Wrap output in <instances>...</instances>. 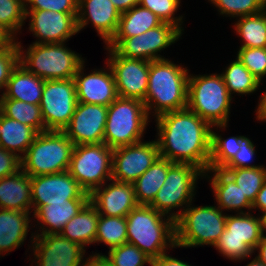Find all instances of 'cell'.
Instances as JSON below:
<instances>
[{
    "instance_id": "15",
    "label": "cell",
    "mask_w": 266,
    "mask_h": 266,
    "mask_svg": "<svg viewBox=\"0 0 266 266\" xmlns=\"http://www.w3.org/2000/svg\"><path fill=\"white\" fill-rule=\"evenodd\" d=\"M32 213L50 203H68L70 200H90L86 193L68 172L31 177Z\"/></svg>"
},
{
    "instance_id": "21",
    "label": "cell",
    "mask_w": 266,
    "mask_h": 266,
    "mask_svg": "<svg viewBox=\"0 0 266 266\" xmlns=\"http://www.w3.org/2000/svg\"><path fill=\"white\" fill-rule=\"evenodd\" d=\"M120 15L111 0H78V32L92 24L106 45L116 34Z\"/></svg>"
},
{
    "instance_id": "35",
    "label": "cell",
    "mask_w": 266,
    "mask_h": 266,
    "mask_svg": "<svg viewBox=\"0 0 266 266\" xmlns=\"http://www.w3.org/2000/svg\"><path fill=\"white\" fill-rule=\"evenodd\" d=\"M2 114L34 128L38 133L45 131L40 104H30L16 99H3Z\"/></svg>"
},
{
    "instance_id": "50",
    "label": "cell",
    "mask_w": 266,
    "mask_h": 266,
    "mask_svg": "<svg viewBox=\"0 0 266 266\" xmlns=\"http://www.w3.org/2000/svg\"><path fill=\"white\" fill-rule=\"evenodd\" d=\"M258 106H256L255 114L257 121L266 122V90L259 96Z\"/></svg>"
},
{
    "instance_id": "31",
    "label": "cell",
    "mask_w": 266,
    "mask_h": 266,
    "mask_svg": "<svg viewBox=\"0 0 266 266\" xmlns=\"http://www.w3.org/2000/svg\"><path fill=\"white\" fill-rule=\"evenodd\" d=\"M163 21L141 5H136L120 15L119 25L113 37H133L159 26Z\"/></svg>"
},
{
    "instance_id": "32",
    "label": "cell",
    "mask_w": 266,
    "mask_h": 266,
    "mask_svg": "<svg viewBox=\"0 0 266 266\" xmlns=\"http://www.w3.org/2000/svg\"><path fill=\"white\" fill-rule=\"evenodd\" d=\"M236 20L234 31L242 39L239 48H266V9Z\"/></svg>"
},
{
    "instance_id": "45",
    "label": "cell",
    "mask_w": 266,
    "mask_h": 266,
    "mask_svg": "<svg viewBox=\"0 0 266 266\" xmlns=\"http://www.w3.org/2000/svg\"><path fill=\"white\" fill-rule=\"evenodd\" d=\"M25 10L78 13V0H24Z\"/></svg>"
},
{
    "instance_id": "4",
    "label": "cell",
    "mask_w": 266,
    "mask_h": 266,
    "mask_svg": "<svg viewBox=\"0 0 266 266\" xmlns=\"http://www.w3.org/2000/svg\"><path fill=\"white\" fill-rule=\"evenodd\" d=\"M19 48V63L29 72L43 80H67L74 78L79 67L85 63L82 55L72 51L64 43H32L27 49ZM25 50V51H24Z\"/></svg>"
},
{
    "instance_id": "24",
    "label": "cell",
    "mask_w": 266,
    "mask_h": 266,
    "mask_svg": "<svg viewBox=\"0 0 266 266\" xmlns=\"http://www.w3.org/2000/svg\"><path fill=\"white\" fill-rule=\"evenodd\" d=\"M90 200H70L68 203H50L41 206L31 217L37 224L34 236L60 234L63 227L75 216ZM40 225V226H39ZM37 226L39 228H37ZM40 233H39V232Z\"/></svg>"
},
{
    "instance_id": "14",
    "label": "cell",
    "mask_w": 266,
    "mask_h": 266,
    "mask_svg": "<svg viewBox=\"0 0 266 266\" xmlns=\"http://www.w3.org/2000/svg\"><path fill=\"white\" fill-rule=\"evenodd\" d=\"M108 52L106 62L110 66L116 84L118 97L145 100L150 61L120 56L112 48H104Z\"/></svg>"
},
{
    "instance_id": "52",
    "label": "cell",
    "mask_w": 266,
    "mask_h": 266,
    "mask_svg": "<svg viewBox=\"0 0 266 266\" xmlns=\"http://www.w3.org/2000/svg\"><path fill=\"white\" fill-rule=\"evenodd\" d=\"M16 39L0 25V49L11 46Z\"/></svg>"
},
{
    "instance_id": "43",
    "label": "cell",
    "mask_w": 266,
    "mask_h": 266,
    "mask_svg": "<svg viewBox=\"0 0 266 266\" xmlns=\"http://www.w3.org/2000/svg\"><path fill=\"white\" fill-rule=\"evenodd\" d=\"M19 63V48L17 41L11 46L0 49V91L4 93L12 70Z\"/></svg>"
},
{
    "instance_id": "2",
    "label": "cell",
    "mask_w": 266,
    "mask_h": 266,
    "mask_svg": "<svg viewBox=\"0 0 266 266\" xmlns=\"http://www.w3.org/2000/svg\"><path fill=\"white\" fill-rule=\"evenodd\" d=\"M187 68L168 58L150 61L148 88L143 102L149 117L156 118L166 112L187 108L190 73Z\"/></svg>"
},
{
    "instance_id": "7",
    "label": "cell",
    "mask_w": 266,
    "mask_h": 266,
    "mask_svg": "<svg viewBox=\"0 0 266 266\" xmlns=\"http://www.w3.org/2000/svg\"><path fill=\"white\" fill-rule=\"evenodd\" d=\"M75 144L63 131L39 132L21 158L30 177L68 171Z\"/></svg>"
},
{
    "instance_id": "17",
    "label": "cell",
    "mask_w": 266,
    "mask_h": 266,
    "mask_svg": "<svg viewBox=\"0 0 266 266\" xmlns=\"http://www.w3.org/2000/svg\"><path fill=\"white\" fill-rule=\"evenodd\" d=\"M160 157L157 140L113 149L112 180L135 182Z\"/></svg>"
},
{
    "instance_id": "8",
    "label": "cell",
    "mask_w": 266,
    "mask_h": 266,
    "mask_svg": "<svg viewBox=\"0 0 266 266\" xmlns=\"http://www.w3.org/2000/svg\"><path fill=\"white\" fill-rule=\"evenodd\" d=\"M149 119L142 101L118 97L108 106L103 143L115 149L143 141Z\"/></svg>"
},
{
    "instance_id": "41",
    "label": "cell",
    "mask_w": 266,
    "mask_h": 266,
    "mask_svg": "<svg viewBox=\"0 0 266 266\" xmlns=\"http://www.w3.org/2000/svg\"><path fill=\"white\" fill-rule=\"evenodd\" d=\"M181 0H139V5L157 15L163 22L171 23L184 32L183 15L176 16Z\"/></svg>"
},
{
    "instance_id": "20",
    "label": "cell",
    "mask_w": 266,
    "mask_h": 266,
    "mask_svg": "<svg viewBox=\"0 0 266 266\" xmlns=\"http://www.w3.org/2000/svg\"><path fill=\"white\" fill-rule=\"evenodd\" d=\"M106 63V68L93 69L84 73L83 63L74 75L78 102L109 106L118 98L113 72Z\"/></svg>"
},
{
    "instance_id": "44",
    "label": "cell",
    "mask_w": 266,
    "mask_h": 266,
    "mask_svg": "<svg viewBox=\"0 0 266 266\" xmlns=\"http://www.w3.org/2000/svg\"><path fill=\"white\" fill-rule=\"evenodd\" d=\"M240 147L233 159L224 168H255L261 165L251 164L255 160L256 146L249 137L241 135L239 141Z\"/></svg>"
},
{
    "instance_id": "33",
    "label": "cell",
    "mask_w": 266,
    "mask_h": 266,
    "mask_svg": "<svg viewBox=\"0 0 266 266\" xmlns=\"http://www.w3.org/2000/svg\"><path fill=\"white\" fill-rule=\"evenodd\" d=\"M220 73L231 97L236 95H252L259 87L261 82L240 62L236 57ZM234 94V96H232Z\"/></svg>"
},
{
    "instance_id": "51",
    "label": "cell",
    "mask_w": 266,
    "mask_h": 266,
    "mask_svg": "<svg viewBox=\"0 0 266 266\" xmlns=\"http://www.w3.org/2000/svg\"><path fill=\"white\" fill-rule=\"evenodd\" d=\"M115 8L122 14L134 6L138 5L139 0H111Z\"/></svg>"
},
{
    "instance_id": "25",
    "label": "cell",
    "mask_w": 266,
    "mask_h": 266,
    "mask_svg": "<svg viewBox=\"0 0 266 266\" xmlns=\"http://www.w3.org/2000/svg\"><path fill=\"white\" fill-rule=\"evenodd\" d=\"M0 209L32 212L31 177L22 169L0 179Z\"/></svg>"
},
{
    "instance_id": "40",
    "label": "cell",
    "mask_w": 266,
    "mask_h": 266,
    "mask_svg": "<svg viewBox=\"0 0 266 266\" xmlns=\"http://www.w3.org/2000/svg\"><path fill=\"white\" fill-rule=\"evenodd\" d=\"M106 256L114 266H144L146 263L152 265L150 257L128 242L110 249Z\"/></svg>"
},
{
    "instance_id": "29",
    "label": "cell",
    "mask_w": 266,
    "mask_h": 266,
    "mask_svg": "<svg viewBox=\"0 0 266 266\" xmlns=\"http://www.w3.org/2000/svg\"><path fill=\"white\" fill-rule=\"evenodd\" d=\"M38 132L23 123L1 114L0 116V147L13 152L22 158L35 140ZM18 152V153H17Z\"/></svg>"
},
{
    "instance_id": "38",
    "label": "cell",
    "mask_w": 266,
    "mask_h": 266,
    "mask_svg": "<svg viewBox=\"0 0 266 266\" xmlns=\"http://www.w3.org/2000/svg\"><path fill=\"white\" fill-rule=\"evenodd\" d=\"M24 0H0V25L15 39L25 24Z\"/></svg>"
},
{
    "instance_id": "11",
    "label": "cell",
    "mask_w": 266,
    "mask_h": 266,
    "mask_svg": "<svg viewBox=\"0 0 266 266\" xmlns=\"http://www.w3.org/2000/svg\"><path fill=\"white\" fill-rule=\"evenodd\" d=\"M249 213L227 214L225 231L214 248L231 261H243L252 257L262 239L261 222L257 215Z\"/></svg>"
},
{
    "instance_id": "37",
    "label": "cell",
    "mask_w": 266,
    "mask_h": 266,
    "mask_svg": "<svg viewBox=\"0 0 266 266\" xmlns=\"http://www.w3.org/2000/svg\"><path fill=\"white\" fill-rule=\"evenodd\" d=\"M253 203L257 193L266 182V166L255 168H223Z\"/></svg>"
},
{
    "instance_id": "23",
    "label": "cell",
    "mask_w": 266,
    "mask_h": 266,
    "mask_svg": "<svg viewBox=\"0 0 266 266\" xmlns=\"http://www.w3.org/2000/svg\"><path fill=\"white\" fill-rule=\"evenodd\" d=\"M203 178L210 181L209 184L213 196H215L216 206L223 212L226 210L228 212L234 210L235 213H249L252 211V202L243 194L240 187L226 171L223 169H208L204 172Z\"/></svg>"
},
{
    "instance_id": "49",
    "label": "cell",
    "mask_w": 266,
    "mask_h": 266,
    "mask_svg": "<svg viewBox=\"0 0 266 266\" xmlns=\"http://www.w3.org/2000/svg\"><path fill=\"white\" fill-rule=\"evenodd\" d=\"M258 210L261 212H266V182L261 187L260 191L257 193L255 200L252 203V210Z\"/></svg>"
},
{
    "instance_id": "42",
    "label": "cell",
    "mask_w": 266,
    "mask_h": 266,
    "mask_svg": "<svg viewBox=\"0 0 266 266\" xmlns=\"http://www.w3.org/2000/svg\"><path fill=\"white\" fill-rule=\"evenodd\" d=\"M262 83L266 78V48H239L236 56Z\"/></svg>"
},
{
    "instance_id": "12",
    "label": "cell",
    "mask_w": 266,
    "mask_h": 266,
    "mask_svg": "<svg viewBox=\"0 0 266 266\" xmlns=\"http://www.w3.org/2000/svg\"><path fill=\"white\" fill-rule=\"evenodd\" d=\"M184 34L171 23L162 22L159 26L133 37H113L106 48L114 49L120 56L126 58L154 61L165 59L161 51L176 43ZM159 53V54H158Z\"/></svg>"
},
{
    "instance_id": "27",
    "label": "cell",
    "mask_w": 266,
    "mask_h": 266,
    "mask_svg": "<svg viewBox=\"0 0 266 266\" xmlns=\"http://www.w3.org/2000/svg\"><path fill=\"white\" fill-rule=\"evenodd\" d=\"M44 82L45 80L29 72L22 64L18 63L10 74L3 99L40 104Z\"/></svg>"
},
{
    "instance_id": "47",
    "label": "cell",
    "mask_w": 266,
    "mask_h": 266,
    "mask_svg": "<svg viewBox=\"0 0 266 266\" xmlns=\"http://www.w3.org/2000/svg\"><path fill=\"white\" fill-rule=\"evenodd\" d=\"M151 266H192L187 262L178 260V258L172 257L168 252L163 253L158 258L152 260Z\"/></svg>"
},
{
    "instance_id": "9",
    "label": "cell",
    "mask_w": 266,
    "mask_h": 266,
    "mask_svg": "<svg viewBox=\"0 0 266 266\" xmlns=\"http://www.w3.org/2000/svg\"><path fill=\"white\" fill-rule=\"evenodd\" d=\"M203 175L204 172L193 164L174 163L150 206L175 221L195 201L197 182Z\"/></svg>"
},
{
    "instance_id": "10",
    "label": "cell",
    "mask_w": 266,
    "mask_h": 266,
    "mask_svg": "<svg viewBox=\"0 0 266 266\" xmlns=\"http://www.w3.org/2000/svg\"><path fill=\"white\" fill-rule=\"evenodd\" d=\"M113 149L105 143L74 147L68 172L88 194L112 179Z\"/></svg>"
},
{
    "instance_id": "16",
    "label": "cell",
    "mask_w": 266,
    "mask_h": 266,
    "mask_svg": "<svg viewBox=\"0 0 266 266\" xmlns=\"http://www.w3.org/2000/svg\"><path fill=\"white\" fill-rule=\"evenodd\" d=\"M36 266H84L86 248L60 234L30 236ZM85 257V259H84Z\"/></svg>"
},
{
    "instance_id": "1",
    "label": "cell",
    "mask_w": 266,
    "mask_h": 266,
    "mask_svg": "<svg viewBox=\"0 0 266 266\" xmlns=\"http://www.w3.org/2000/svg\"><path fill=\"white\" fill-rule=\"evenodd\" d=\"M156 140L161 157L173 163L193 164L203 172L209 168L212 126L188 108L155 118Z\"/></svg>"
},
{
    "instance_id": "26",
    "label": "cell",
    "mask_w": 266,
    "mask_h": 266,
    "mask_svg": "<svg viewBox=\"0 0 266 266\" xmlns=\"http://www.w3.org/2000/svg\"><path fill=\"white\" fill-rule=\"evenodd\" d=\"M30 216L28 212L0 209V257L24 245L33 226L29 223L34 222Z\"/></svg>"
},
{
    "instance_id": "53",
    "label": "cell",
    "mask_w": 266,
    "mask_h": 266,
    "mask_svg": "<svg viewBox=\"0 0 266 266\" xmlns=\"http://www.w3.org/2000/svg\"><path fill=\"white\" fill-rule=\"evenodd\" d=\"M256 251L258 252V254H256L257 258L266 265V236H263L258 243L254 250V255Z\"/></svg>"
},
{
    "instance_id": "34",
    "label": "cell",
    "mask_w": 266,
    "mask_h": 266,
    "mask_svg": "<svg viewBox=\"0 0 266 266\" xmlns=\"http://www.w3.org/2000/svg\"><path fill=\"white\" fill-rule=\"evenodd\" d=\"M227 127V125H213L211 128V155L208 169H223L239 150L241 135L230 136L225 139L219 134L222 132L220 129L225 130ZM215 129L218 133L213 131Z\"/></svg>"
},
{
    "instance_id": "48",
    "label": "cell",
    "mask_w": 266,
    "mask_h": 266,
    "mask_svg": "<svg viewBox=\"0 0 266 266\" xmlns=\"http://www.w3.org/2000/svg\"><path fill=\"white\" fill-rule=\"evenodd\" d=\"M84 266H114L106 255L102 253L95 254L92 252V255H89L84 263Z\"/></svg>"
},
{
    "instance_id": "28",
    "label": "cell",
    "mask_w": 266,
    "mask_h": 266,
    "mask_svg": "<svg viewBox=\"0 0 266 266\" xmlns=\"http://www.w3.org/2000/svg\"><path fill=\"white\" fill-rule=\"evenodd\" d=\"M99 213L89 201L62 229L60 235L82 247L94 244Z\"/></svg>"
},
{
    "instance_id": "55",
    "label": "cell",
    "mask_w": 266,
    "mask_h": 266,
    "mask_svg": "<svg viewBox=\"0 0 266 266\" xmlns=\"http://www.w3.org/2000/svg\"><path fill=\"white\" fill-rule=\"evenodd\" d=\"M246 266H266L263 262H261L257 256L252 259L251 262H249Z\"/></svg>"
},
{
    "instance_id": "30",
    "label": "cell",
    "mask_w": 266,
    "mask_h": 266,
    "mask_svg": "<svg viewBox=\"0 0 266 266\" xmlns=\"http://www.w3.org/2000/svg\"><path fill=\"white\" fill-rule=\"evenodd\" d=\"M168 159L159 157L135 182L134 191L138 205H150L165 182L168 169L173 165Z\"/></svg>"
},
{
    "instance_id": "5",
    "label": "cell",
    "mask_w": 266,
    "mask_h": 266,
    "mask_svg": "<svg viewBox=\"0 0 266 266\" xmlns=\"http://www.w3.org/2000/svg\"><path fill=\"white\" fill-rule=\"evenodd\" d=\"M230 96L220 73L188 77L187 108L213 125H228Z\"/></svg>"
},
{
    "instance_id": "36",
    "label": "cell",
    "mask_w": 266,
    "mask_h": 266,
    "mask_svg": "<svg viewBox=\"0 0 266 266\" xmlns=\"http://www.w3.org/2000/svg\"><path fill=\"white\" fill-rule=\"evenodd\" d=\"M95 243H104L109 250L127 243L126 217L99 215Z\"/></svg>"
},
{
    "instance_id": "46",
    "label": "cell",
    "mask_w": 266,
    "mask_h": 266,
    "mask_svg": "<svg viewBox=\"0 0 266 266\" xmlns=\"http://www.w3.org/2000/svg\"><path fill=\"white\" fill-rule=\"evenodd\" d=\"M21 169V158L0 147V179L12 175Z\"/></svg>"
},
{
    "instance_id": "18",
    "label": "cell",
    "mask_w": 266,
    "mask_h": 266,
    "mask_svg": "<svg viewBox=\"0 0 266 266\" xmlns=\"http://www.w3.org/2000/svg\"><path fill=\"white\" fill-rule=\"evenodd\" d=\"M25 14V19H29V31L37 38L33 43H64L79 33L78 13L25 10Z\"/></svg>"
},
{
    "instance_id": "22",
    "label": "cell",
    "mask_w": 266,
    "mask_h": 266,
    "mask_svg": "<svg viewBox=\"0 0 266 266\" xmlns=\"http://www.w3.org/2000/svg\"><path fill=\"white\" fill-rule=\"evenodd\" d=\"M90 202L99 215L116 217H126L138 205L133 183L112 179L90 194Z\"/></svg>"
},
{
    "instance_id": "13",
    "label": "cell",
    "mask_w": 266,
    "mask_h": 266,
    "mask_svg": "<svg viewBox=\"0 0 266 266\" xmlns=\"http://www.w3.org/2000/svg\"><path fill=\"white\" fill-rule=\"evenodd\" d=\"M77 103L73 78L45 80L40 102L45 131H63L69 124Z\"/></svg>"
},
{
    "instance_id": "6",
    "label": "cell",
    "mask_w": 266,
    "mask_h": 266,
    "mask_svg": "<svg viewBox=\"0 0 266 266\" xmlns=\"http://www.w3.org/2000/svg\"><path fill=\"white\" fill-rule=\"evenodd\" d=\"M192 204L175 220L176 247L215 246L225 231L227 213L215 205Z\"/></svg>"
},
{
    "instance_id": "39",
    "label": "cell",
    "mask_w": 266,
    "mask_h": 266,
    "mask_svg": "<svg viewBox=\"0 0 266 266\" xmlns=\"http://www.w3.org/2000/svg\"><path fill=\"white\" fill-rule=\"evenodd\" d=\"M219 15L238 18L253 15L266 9V0H208Z\"/></svg>"
},
{
    "instance_id": "19",
    "label": "cell",
    "mask_w": 266,
    "mask_h": 266,
    "mask_svg": "<svg viewBox=\"0 0 266 266\" xmlns=\"http://www.w3.org/2000/svg\"><path fill=\"white\" fill-rule=\"evenodd\" d=\"M107 110L108 106L78 102L63 132L75 146L103 143Z\"/></svg>"
},
{
    "instance_id": "3",
    "label": "cell",
    "mask_w": 266,
    "mask_h": 266,
    "mask_svg": "<svg viewBox=\"0 0 266 266\" xmlns=\"http://www.w3.org/2000/svg\"><path fill=\"white\" fill-rule=\"evenodd\" d=\"M126 220L127 242L152 260L176 248L175 221L150 205H137Z\"/></svg>"
},
{
    "instance_id": "56",
    "label": "cell",
    "mask_w": 266,
    "mask_h": 266,
    "mask_svg": "<svg viewBox=\"0 0 266 266\" xmlns=\"http://www.w3.org/2000/svg\"><path fill=\"white\" fill-rule=\"evenodd\" d=\"M2 101H3V94L0 95V116L2 114Z\"/></svg>"
},
{
    "instance_id": "54",
    "label": "cell",
    "mask_w": 266,
    "mask_h": 266,
    "mask_svg": "<svg viewBox=\"0 0 266 266\" xmlns=\"http://www.w3.org/2000/svg\"><path fill=\"white\" fill-rule=\"evenodd\" d=\"M262 214L259 215L260 222H261V232L262 236H266V212H261Z\"/></svg>"
}]
</instances>
